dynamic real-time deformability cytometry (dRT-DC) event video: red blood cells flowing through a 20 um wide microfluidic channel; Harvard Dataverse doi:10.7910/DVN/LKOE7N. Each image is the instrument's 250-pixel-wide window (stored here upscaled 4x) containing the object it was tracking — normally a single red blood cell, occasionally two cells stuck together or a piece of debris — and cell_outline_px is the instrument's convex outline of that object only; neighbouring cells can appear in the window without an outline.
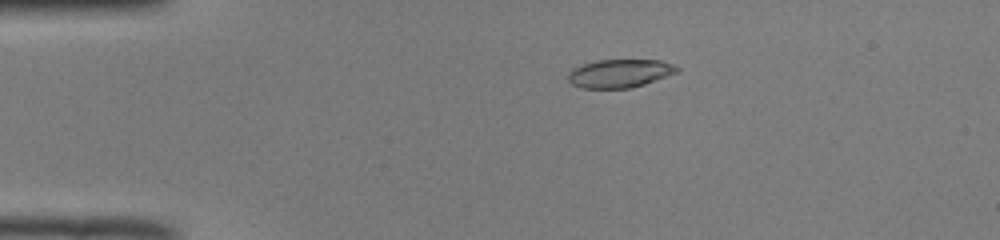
{"species": "common noctule bat (a hibernating species)", "species_latin": "Nyctalus noctula", "temperature_condition": "room temperature", "stored_images_in_passage": 42, "camera_frame_rate_fps": 3000, "um_per_image_px": 0.085, "animal": {"sex": "male", "body_mass_g": 19.0, "forearm_length_mm": 50.8}, "frame": {"image": 1, "passage_image": 1, "time_ms": 0.0, "image_size_px": [1000, 240], "cell_outline_px": [[680, 68], [676, 72], [644, 84], [628, 88], [584, 88], [572, 84], [568, 80], [568, 72], [572, 68], [596, 60], [660, 60], [676, 64]], "centroid_in_image_um": [52.67, 6.22], "position_along_channel_um": 32.3, "area_um2": 17.86}}
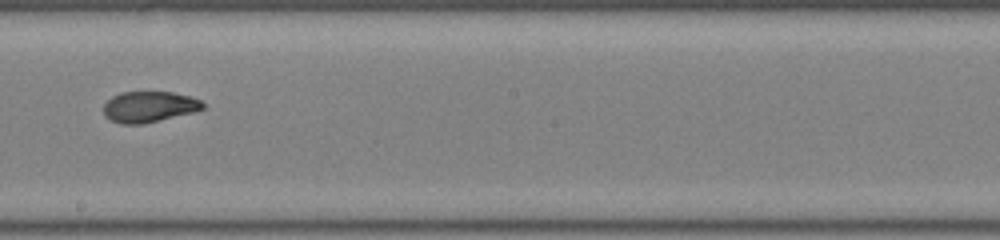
{"frame": {"image": 2, "passage_image": 20, "time_ms": 6.333, "image_size_px": [1000, 240], "cell_outline_px": [[204, 108], [192, 112], [144, 124], [120, 124], [104, 116], [104, 104], [112, 96], [120, 92], [172, 92], [188, 96], [200, 100], [204, 104]], "centroid_in_image_um": [12.64, 9.08], "position_along_channel_um": 235.6, "area_um2": 17.74}}
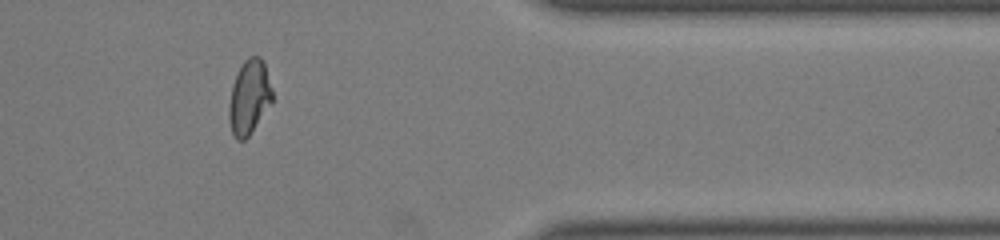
{"frame": {"image": 3, "passage_image": 33, "time_ms": 10.667, "image_size_px": [1000, 240], "cell_outline_px": [[272, 100], [248, 136], [244, 140], [236, 140], [232, 132], [228, 120], [228, 108], [232, 84], [244, 60], [248, 56], [260, 56], [264, 64], [272, 88]], "centroid_in_image_um": [21.15, 8.25], "position_along_channel_um": 390.2, "area_um2": 18.44}, "authors_computed_cell_mechanics": {"area_um2": 18.4382, "velocity_mm_per_s": 3.996, "shape_relaxation_time_tau1_ms": 6.0924, "shape_relaxation_time_tau2_ms": 1.4034, "deformation_change_tau1": 0.2301, "deformation_change_tau2": 0.0676}}